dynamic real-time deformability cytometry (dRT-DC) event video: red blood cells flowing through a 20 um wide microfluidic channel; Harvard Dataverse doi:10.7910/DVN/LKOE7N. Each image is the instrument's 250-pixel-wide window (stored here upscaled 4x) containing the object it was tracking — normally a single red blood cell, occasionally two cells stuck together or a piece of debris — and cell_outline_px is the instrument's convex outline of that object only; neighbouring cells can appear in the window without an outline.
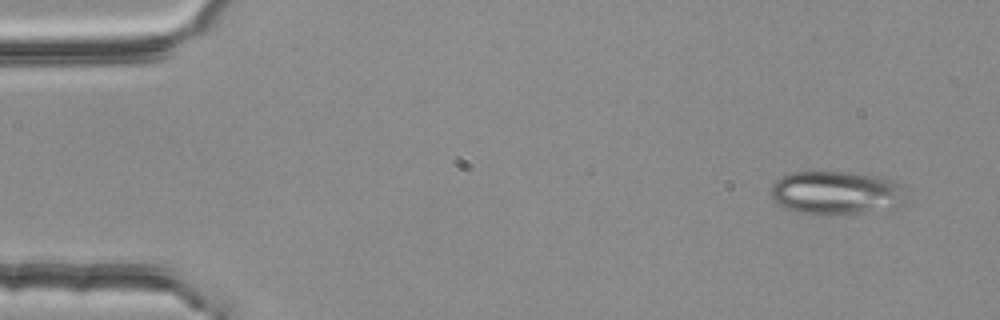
{"species": "common noctule bat (a hibernating species)", "species_latin": "Nyctalus noctula", "temperature_condition": "room temperature", "stored_images_in_passage": 5, "camera_frame_rate_fps": 3000, "um_per_image_px": 0.085, "animal": {"sex": "female", "body_mass_g": 25.1}, "frame": {"image": 1, "passage_image": 1, "time_ms": 0.0, "image_size_px": [1000, 320], "cell_outline_px": [[912, 200], [908, 204], [892, 208], [848, 216], [828, 216], [800, 212], [776, 204], [772, 196], [772, 184], [776, 180], [788, 172], [852, 172], [880, 176], [896, 180], [904, 184]], "centroid_in_image_um": [71.26, 16.41], "position_along_channel_um": 13.7, "area_um2": 35.95}}